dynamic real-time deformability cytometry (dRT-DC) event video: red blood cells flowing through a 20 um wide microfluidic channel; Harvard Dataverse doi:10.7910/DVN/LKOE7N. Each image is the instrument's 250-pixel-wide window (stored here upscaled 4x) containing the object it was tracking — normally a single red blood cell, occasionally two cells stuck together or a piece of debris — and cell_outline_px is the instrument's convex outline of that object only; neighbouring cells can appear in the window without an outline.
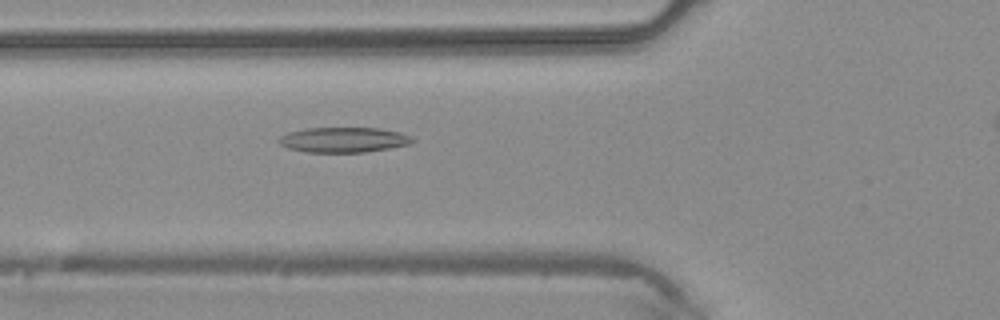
{"species": "common noctule bat (a hibernating species)", "species_latin": "Nyctalus noctula", "temperature_condition": "warm", "stored_images_in_passage": 39, "camera_frame_rate_fps": 3000, "um_per_image_px": 0.085, "animal": {"sex": "male", "body_mass_g": 20.4}, "frame": {"image": 1, "passage_image": 16, "time_ms": 5.0, "image_size_px": [1000, 320], "cell_outline_px": [[416, 140], [408, 144], [388, 148], [364, 152], [308, 152], [288, 148], [280, 144], [276, 140], [280, 136], [288, 132], [308, 128], [380, 128], [400, 132], [412, 136]], "centroid_in_image_um": [29.2, 11.88], "position_along_channel_um": 96.6, "area_um2": 19.54}}
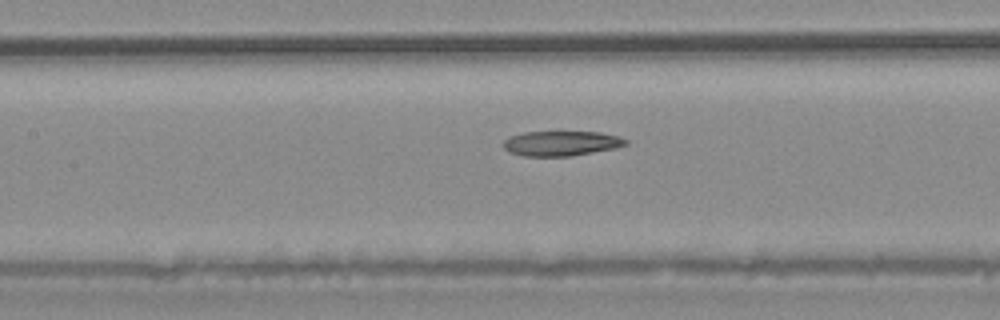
{"frame": {"image": 2, "passage_image": 20, "time_ms": 6.333, "image_size_px": [1000, 320], "cell_outline_px": [[628, 144], [612, 148], [572, 156], [524, 156], [508, 152], [504, 148], [504, 140], [512, 136], [524, 132], [600, 132], [620, 136], [628, 140]], "centroid_in_image_um": [47.71, 12.18], "position_along_channel_um": 159.7, "area_um2": 17.63}}
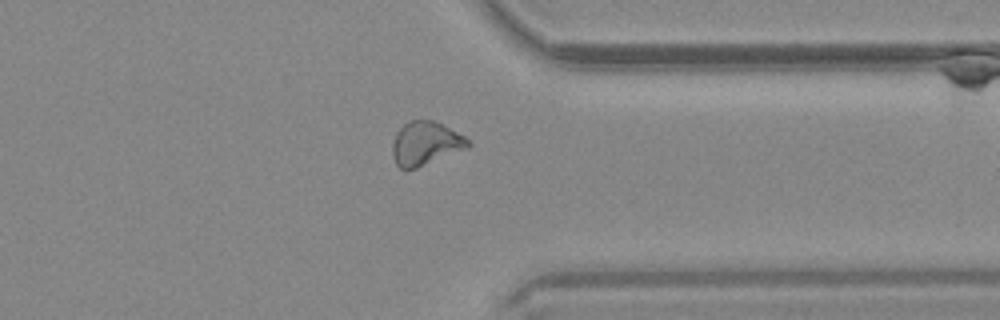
{"frame": {"image": 3, "passage_image": 34, "time_ms": 11.0, "image_size_px": [1000, 320], "cell_outline_px": [[472, 144], [468, 148], [416, 168], [404, 172], [396, 164], [392, 156], [392, 144], [396, 132], [408, 120], [432, 120], [464, 136]], "centroid_in_image_um": [36.13, 12.22], "position_along_channel_um": 375.3, "area_um2": 19.25}}